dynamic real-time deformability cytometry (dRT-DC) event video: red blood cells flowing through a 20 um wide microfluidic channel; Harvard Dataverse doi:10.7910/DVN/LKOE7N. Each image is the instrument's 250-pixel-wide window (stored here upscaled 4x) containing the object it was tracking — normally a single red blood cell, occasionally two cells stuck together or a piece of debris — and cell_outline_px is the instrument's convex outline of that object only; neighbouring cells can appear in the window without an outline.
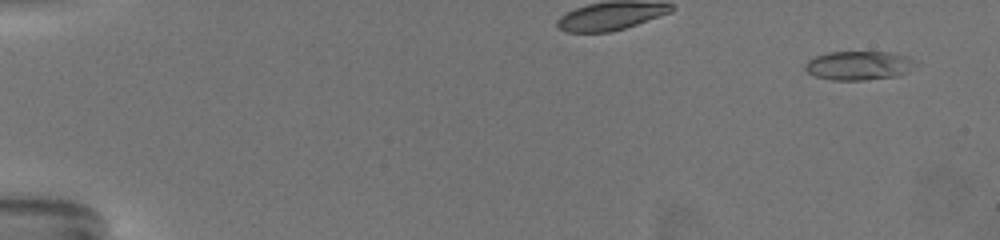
{"species": "common noctule bat (a hibernating species)", "species_latin": "Nyctalus noctula", "temperature_condition": "warm", "stored_images_in_passage": 65, "camera_frame_rate_fps": 3000, "um_per_image_px": 0.085, "animal": {"sex": "female", "body_mass_g": 19.5, "forearm_length_mm": 54.1}, "frame": {"image": 1, "passage_image": 5, "time_ms": 1.333, "image_size_px": [1000, 240], "cell_outline_px": [[920, 64], [900, 76], [864, 80], [832, 80], [816, 76], [808, 72], [804, 68], [804, 64], [808, 60], [816, 56], [828, 52], [892, 52], [908, 56], [916, 60]], "centroid_in_image_um": [73.07, 5.56], "position_along_channel_um": 11.9, "area_um2": 18.96}}
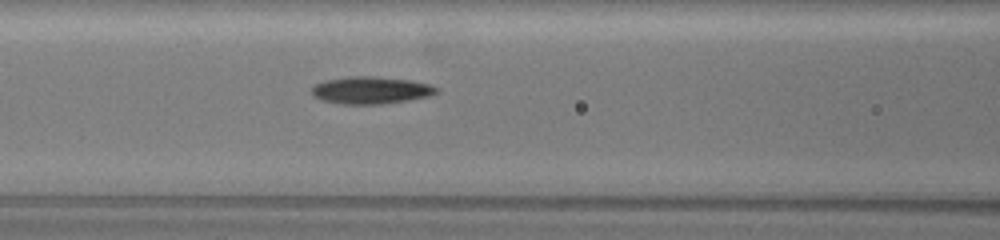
{"frame": {"image": 2, "passage_image": 31, "time_ms": 10.0, "image_size_px": [1000, 240], "cell_outline_px": [[440, 92], [428, 96], [408, 100], [380, 104], [344, 104], [320, 100], [312, 96], [312, 88], [316, 84], [324, 80], [348, 76], [372, 76], [408, 80], [432, 84], [440, 88]], "centroid_in_image_um": [31.54, 7.66], "position_along_channel_um": 135.1, "area_um2": 19.94}}
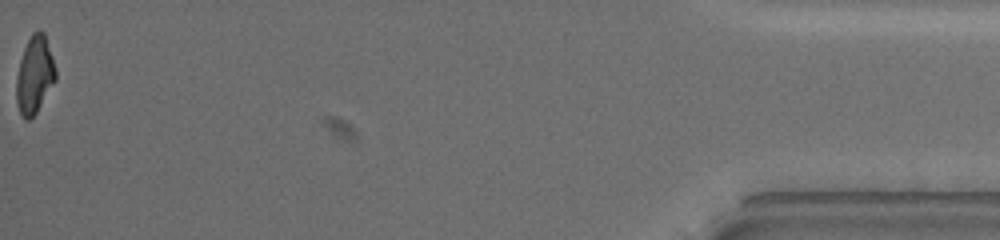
{"frame": {"image": 3, "passage_image": 65, "time_ms": 21.333, "image_size_px": [1000, 240], "cell_outline_px": [[56, 80], [36, 112], [28, 120], [24, 120], [16, 104], [16, 76], [20, 60], [24, 48], [32, 32], [44, 32], [56, 68]], "centroid_in_image_um": [2.93, 6.38], "position_along_channel_um": 432.3, "area_um2": 17.57}, "authors_computed_cell_mechanics": {"area_um2": 18.8428, "velocity_mm_per_s": 3.4024, "shape_relaxation_time_tau1_ms": 6.9801, "shape_relaxation_time_tau2_ms": 4.0166, "deformation_change_tau1": 0.2228, "deformation_change_tau2": 0.1071}}